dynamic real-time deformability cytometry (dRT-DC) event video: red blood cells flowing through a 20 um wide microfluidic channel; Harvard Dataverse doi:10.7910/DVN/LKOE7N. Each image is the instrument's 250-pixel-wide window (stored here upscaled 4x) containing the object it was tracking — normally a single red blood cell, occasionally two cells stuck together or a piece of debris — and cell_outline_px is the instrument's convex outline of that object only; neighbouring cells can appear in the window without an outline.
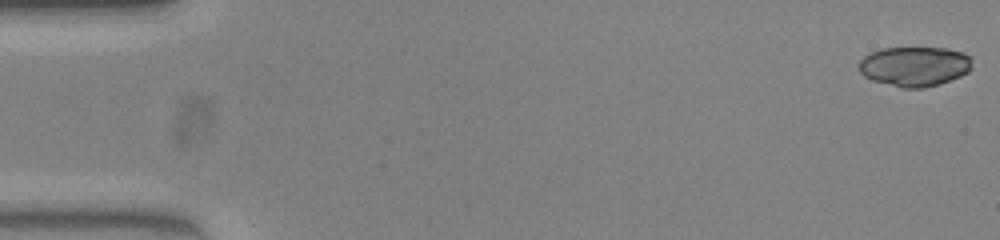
{"species": "common noctule bat (a hibernating species)", "species_latin": "Nyctalus noctula", "temperature_condition": "warm", "stored_images_in_passage": 53, "camera_frame_rate_fps": 3000, "um_per_image_px": 0.085, "animal": {"sex": "female", "body_mass_g": 23.0, "forearm_length_mm": 53.4}, "frame": {"image": 1, "passage_image": 1, "time_ms": 0.0, "image_size_px": [1000, 240], "cell_outline_px": [[972, 68], [968, 72], [960, 76], [924, 88], [900, 88], [872, 80], [864, 76], [860, 72], [856, 64], [868, 52], [880, 48], [944, 48], [964, 52], [972, 56]], "centroid_in_image_um": [77.71, 5.63], "position_along_channel_um": 7.3, "area_um2": 26.59}}
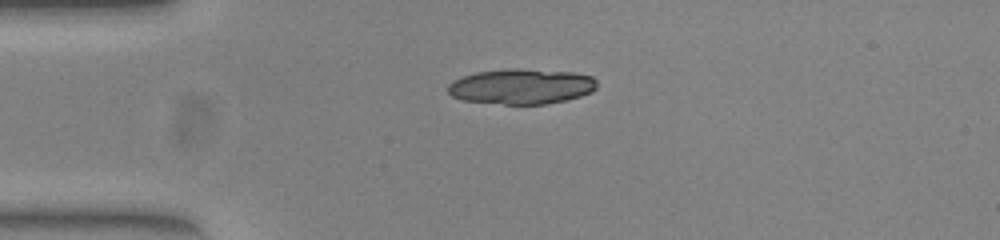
{"frame": {"image": 2, "passage_image": 13, "time_ms": 4.0, "image_size_px": [1000, 240], "cell_outline_px": [[596, 88], [592, 92], [580, 96], [548, 104], [504, 104], [460, 100], [452, 96], [448, 92], [448, 84], [452, 80], [476, 72], [512, 68], [520, 68], [572, 72], [592, 76], [596, 80]], "centroid_in_image_um": [44.31, 7.34], "position_along_channel_um": 40.7, "area_um2": 30.81}}